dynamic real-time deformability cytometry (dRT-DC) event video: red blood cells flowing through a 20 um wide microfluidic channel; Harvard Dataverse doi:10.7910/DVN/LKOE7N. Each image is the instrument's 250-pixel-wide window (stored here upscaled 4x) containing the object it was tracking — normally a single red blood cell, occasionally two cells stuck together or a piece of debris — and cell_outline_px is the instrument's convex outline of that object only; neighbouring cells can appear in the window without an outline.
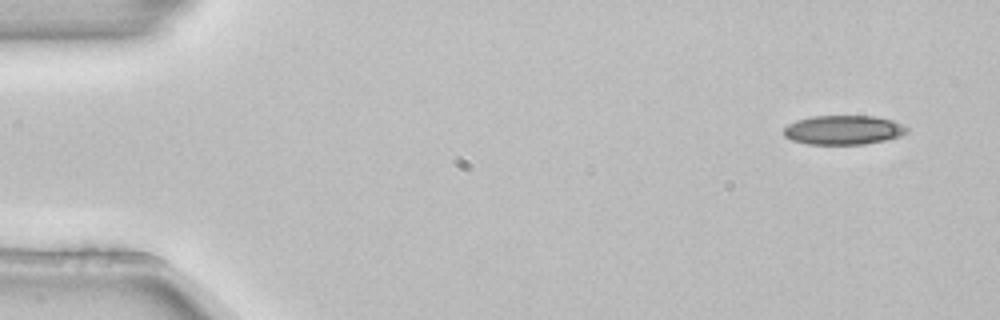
{"species": "common noctule bat (a hibernating species)", "species_latin": "Nyctalus noctula", "temperature_condition": "room temperature", "stored_images_in_passage": 4, "camera_frame_rate_fps": 3000, "um_per_image_px": 0.085, "animal": {"sex": "female", "body_mass_g": 22.7, "forearm_length_mm": 54.2}, "frame": {"image": 1, "passage_image": 1, "time_ms": 0.0, "image_size_px": [1000, 320], "cell_outline_px": [[908, 132], [900, 136], [884, 140], [864, 144], [808, 144], [792, 140], [784, 136], [784, 128], [788, 124], [796, 120], [812, 116], [872, 116], [892, 120], [908, 128]], "centroid_in_image_um": [71.67, 11.05], "position_along_channel_um": 13.3, "area_um2": 20.87}}
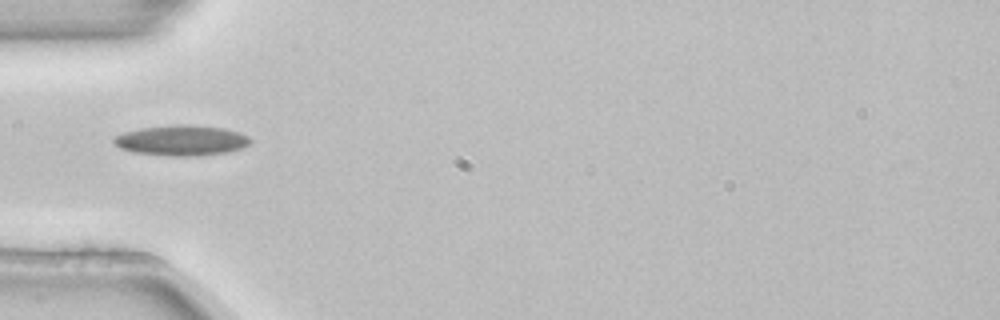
{"frame": {"image": 2, "passage_image": 4, "time_ms": 1.0, "image_size_px": [1000, 320], "cell_outline_px": [[252, 140], [244, 148], [228, 152], [196, 156], [164, 156], [132, 152], [120, 148], [112, 140], [116, 136], [124, 132], [140, 128], [176, 124], [188, 124], [224, 128], [240, 132], [248, 136]], "centroid_in_image_um": [15.45, 11.94], "position_along_channel_um": 69.6, "area_um2": 24.45}}